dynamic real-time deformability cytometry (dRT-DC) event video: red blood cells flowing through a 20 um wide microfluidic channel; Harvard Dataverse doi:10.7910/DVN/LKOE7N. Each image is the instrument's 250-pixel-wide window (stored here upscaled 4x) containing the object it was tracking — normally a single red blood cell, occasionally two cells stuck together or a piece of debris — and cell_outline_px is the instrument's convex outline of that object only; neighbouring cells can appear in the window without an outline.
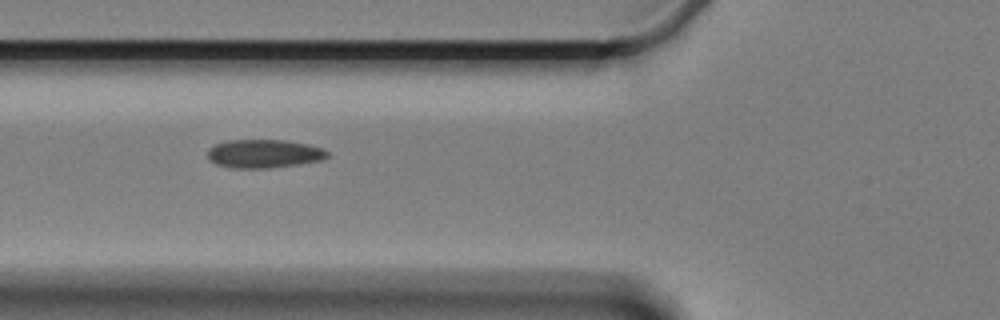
{"species": "Egyptian fruit bat (a non-hibernating species)", "species_latin": "Rousettus aegyptiacus", "temperature_condition": "cold", "stored_images_in_passage": 12, "camera_frame_rate_fps": 3000, "um_per_image_px": 0.085, "animal": {"sex": "female"}, "frame": {"image": 1, "passage_image": 3, "time_ms": 2.333, "image_size_px": [1000, 320], "cell_outline_px": [[328, 156], [320, 160], [300, 164], [268, 168], [232, 168], [216, 164], [208, 160], [208, 148], [216, 144], [228, 140], [288, 140], [308, 144], [324, 148], [328, 152]], "centroid_in_image_um": [22.43, 13.06], "position_along_channel_um": 103.4, "area_um2": 20.0}}
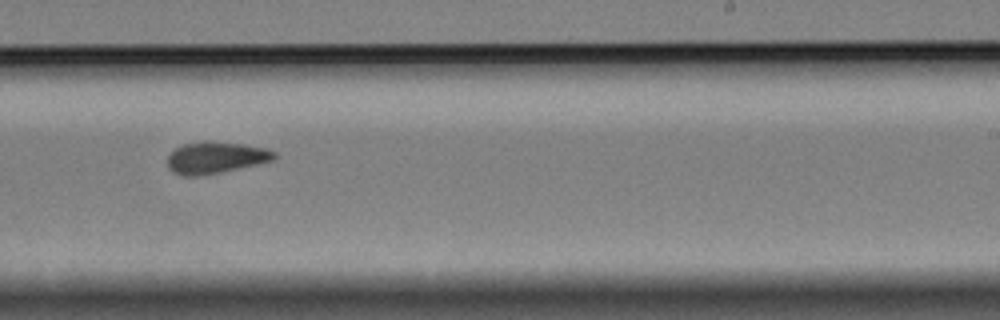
{"frame": {"image": 2, "passage_image": 7, "time_ms": 7.333, "image_size_px": [1000, 320], "cell_outline_px": [[276, 156], [272, 160], [256, 164], [220, 172], [196, 176], [184, 176], [172, 172], [168, 168], [168, 156], [176, 148], [184, 144], [204, 140], [208, 140], [244, 144], [268, 148], [276, 152]], "centroid_in_image_um": [18.32, 13.38], "position_along_channel_um": 270.7, "area_um2": 19.71}}
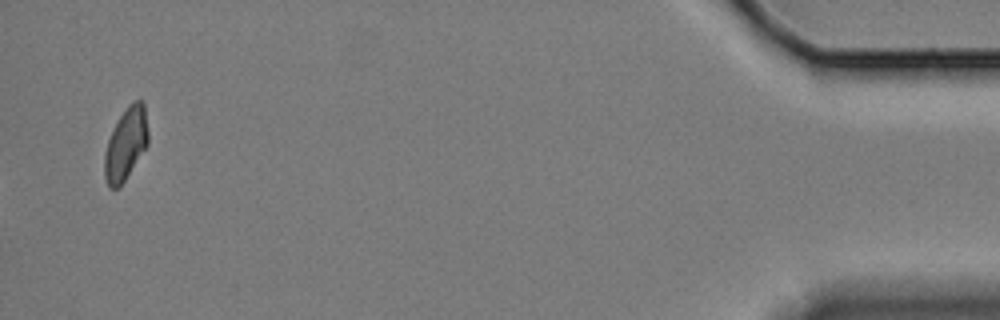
{"frame": {"image": 3, "passage_image": 12, "time_ms": 14.333, "image_size_px": [1000, 320], "cell_outline_px": [[148, 144], [124, 180], [116, 188], [108, 188], [104, 176], [104, 152], [108, 140], [120, 116], [128, 104], [136, 100], [140, 100], [144, 104], [148, 132]], "centroid_in_image_um": [10.68, 12.23], "position_along_channel_um": 424.5, "area_um2": 18.03}, "authors_computed_cell_mechanics": {"area_um2": 18.8717, "velocity_mm_per_s": 3.3298, "shape_relaxation_time_tau1_ms": 4.4095, "shape_relaxation_time_tau2_ms": 4.5199, "deformation_change_tau1": 0.1587, "deformation_change_tau2": 0.0947}}